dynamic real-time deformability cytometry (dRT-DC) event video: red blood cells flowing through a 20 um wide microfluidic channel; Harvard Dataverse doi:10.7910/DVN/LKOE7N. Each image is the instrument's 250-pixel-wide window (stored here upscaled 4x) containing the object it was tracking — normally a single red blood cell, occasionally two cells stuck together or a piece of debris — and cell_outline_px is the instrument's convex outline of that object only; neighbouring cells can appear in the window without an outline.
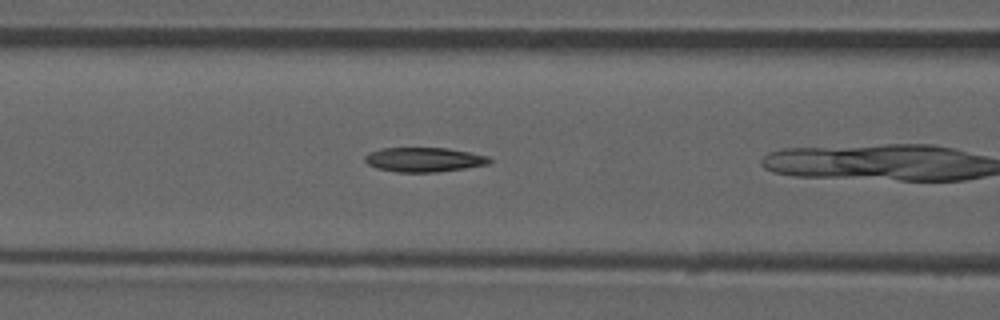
{"species": "common noctule bat (a hibernating species)", "species_latin": "Nyctalus noctula", "temperature_condition": "room temperature", "stored_images_in_passage": 7, "camera_frame_rate_fps": 3000, "um_per_image_px": 0.085, "animal": {"sex": "male", "forearm_length_mm": 52.5}, "frame": {"image": 1, "passage_image": 6, "time_ms": 1.667, "image_size_px": [1000, 320], "cell_outline_px": [[492, 160], [488, 164], [464, 168], [436, 172], [396, 172], [376, 168], [368, 164], [364, 160], [364, 156], [368, 152], [380, 148], [448, 148], [488, 156]], "centroid_in_image_um": [35.99, 13.56], "position_along_channel_um": 130.6, "area_um2": 17.74}}